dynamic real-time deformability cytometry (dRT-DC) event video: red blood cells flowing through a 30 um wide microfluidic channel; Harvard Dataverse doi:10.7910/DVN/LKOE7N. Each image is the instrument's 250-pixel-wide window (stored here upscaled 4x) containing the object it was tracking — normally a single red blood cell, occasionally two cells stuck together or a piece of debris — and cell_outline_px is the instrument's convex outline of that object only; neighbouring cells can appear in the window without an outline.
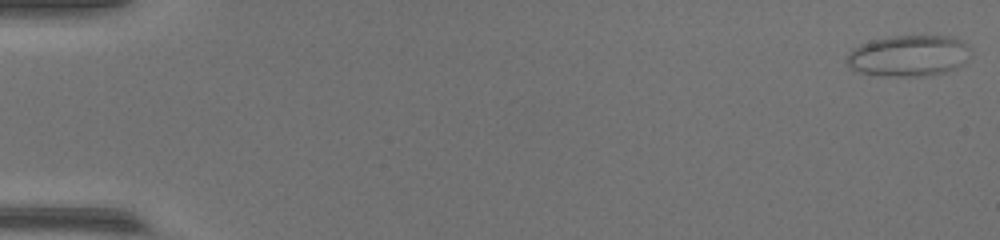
{"species": "common noctule bat (a hibernating species)", "species_latin": "Nyctalus noctula", "temperature_condition": "warm", "stored_images_in_passage": 54, "camera_frame_rate_fps": 3000, "um_per_image_px": 0.085, "animal": {"sex": "female", "body_mass_g": 17.0, "forearm_length_mm": 48.0}, "frame": {"image": 1, "passage_image": 1, "time_ms": 0.0, "image_size_px": [1000, 240], "cell_outline_px": [[972, 48], [960, 64], [956, 68], [944, 72], [924, 76], [884, 76], [860, 72], [852, 68], [848, 64], [848, 56], [852, 48], [860, 44], [872, 40], [892, 36], [952, 36], [968, 44]], "centroid_in_image_um": [77.23, 4.73], "position_along_channel_um": 7.8, "area_um2": 29.42}}
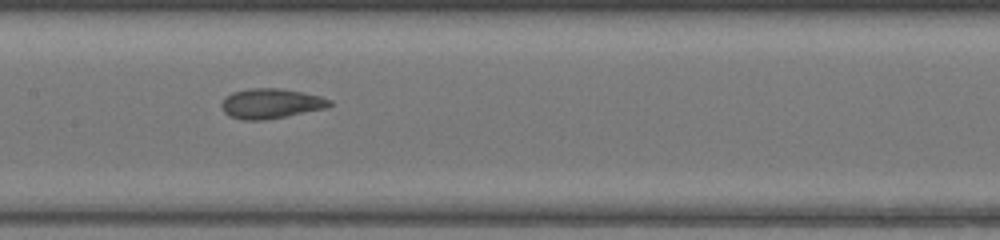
{"frame": {"image": 2, "passage_image": 28, "time_ms": 9.0, "image_size_px": [1000, 240], "cell_outline_px": [[332, 104], [328, 108], [264, 120], [244, 120], [228, 116], [224, 112], [220, 104], [232, 92], [248, 88], [280, 88], [320, 96], [332, 100]], "centroid_in_image_um": [23.03, 8.8], "position_along_channel_um": 184.4, "area_um2": 18.84}}
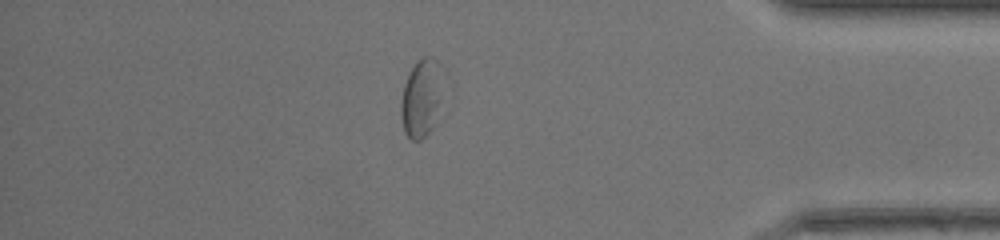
{"frame": {"image": 3, "passage_image": 47, "time_ms": 15.333, "image_size_px": [1000, 240], "cell_outline_px": [[440, 100], [432, 128], [420, 140], [412, 140], [404, 132], [400, 116], [400, 104], [404, 84], [416, 60], [424, 56], [432, 56], [440, 64]], "centroid_in_image_um": [35.77, 8.32], "position_along_channel_um": 399.4, "area_um2": 18.73}}